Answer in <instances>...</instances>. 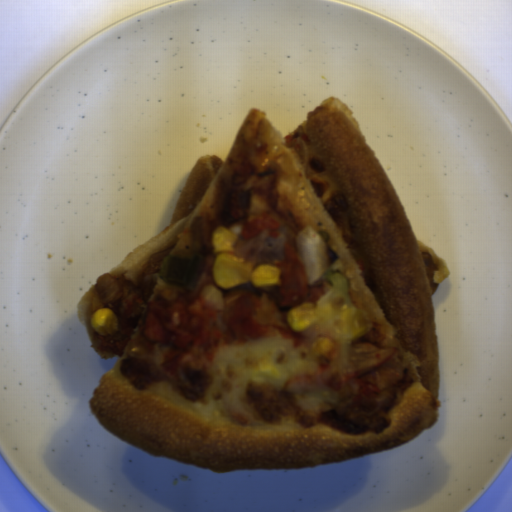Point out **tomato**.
<instances>
[{
  "label": "tomato",
  "mask_w": 512,
  "mask_h": 512,
  "mask_svg": "<svg viewBox=\"0 0 512 512\" xmlns=\"http://www.w3.org/2000/svg\"><path fill=\"white\" fill-rule=\"evenodd\" d=\"M280 280L274 284L273 297L279 310H291L300 305L315 303L331 288L329 282L308 286L305 264L293 245H287L283 258L275 263Z\"/></svg>",
  "instance_id": "tomato-2"
},
{
  "label": "tomato",
  "mask_w": 512,
  "mask_h": 512,
  "mask_svg": "<svg viewBox=\"0 0 512 512\" xmlns=\"http://www.w3.org/2000/svg\"><path fill=\"white\" fill-rule=\"evenodd\" d=\"M281 226L279 220H276L268 214H262L255 220L249 222L242 230V239H253L261 232H266L271 238H278V229Z\"/></svg>",
  "instance_id": "tomato-3"
},
{
  "label": "tomato",
  "mask_w": 512,
  "mask_h": 512,
  "mask_svg": "<svg viewBox=\"0 0 512 512\" xmlns=\"http://www.w3.org/2000/svg\"><path fill=\"white\" fill-rule=\"evenodd\" d=\"M217 321L216 309L202 301L150 300L144 312L141 337L167 347L160 366L176 375L180 360L190 347L223 338Z\"/></svg>",
  "instance_id": "tomato-1"
}]
</instances>
